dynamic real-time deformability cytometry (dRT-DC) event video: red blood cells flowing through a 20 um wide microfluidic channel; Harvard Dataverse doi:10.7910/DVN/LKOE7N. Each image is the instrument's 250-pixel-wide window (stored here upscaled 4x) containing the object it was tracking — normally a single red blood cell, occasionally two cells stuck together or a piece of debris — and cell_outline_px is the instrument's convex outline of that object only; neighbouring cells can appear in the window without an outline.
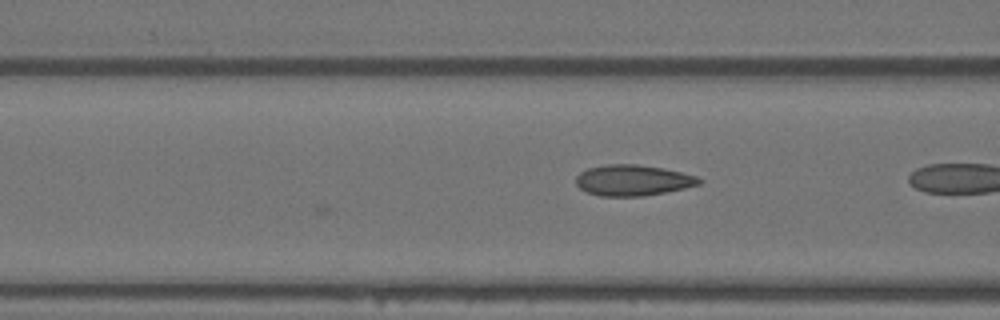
{"species": "Egyptian fruit bat (a non-hibernating species)", "species_latin": "Rousettus aegyptiacus", "temperature_condition": "warm", "stored_images_in_passage": 16, "camera_frame_rate_fps": 3000, "um_per_image_px": 0.085, "animal": {"sex": "female"}, "frame": {"image": 1, "passage_image": 16, "time_ms": 5.0, "image_size_px": [1000, 320], "cell_outline_px": [[704, 180], [700, 184], [684, 188], [644, 196], [600, 196], [588, 192], [580, 188], [576, 184], [576, 176], [580, 172], [588, 168], [604, 164], [636, 164], [664, 168], [696, 176]], "centroid_in_image_um": [53.78, 15.32], "position_along_channel_um": 112.8, "area_um2": 22.14}}